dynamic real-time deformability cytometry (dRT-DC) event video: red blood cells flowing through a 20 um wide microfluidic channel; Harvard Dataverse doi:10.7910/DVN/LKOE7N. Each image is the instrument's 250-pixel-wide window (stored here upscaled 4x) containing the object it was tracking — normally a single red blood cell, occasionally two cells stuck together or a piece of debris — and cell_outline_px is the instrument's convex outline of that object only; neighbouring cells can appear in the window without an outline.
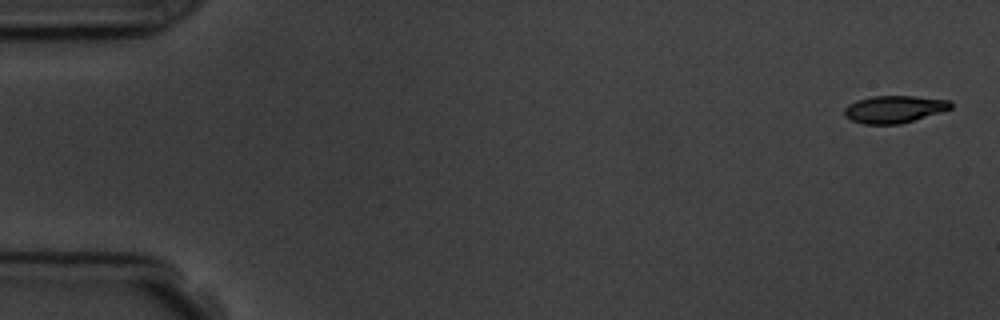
{"species": "common noctule bat (a hibernating species)", "species_latin": "Nyctalus noctula", "temperature_condition": "room temperature", "stored_images_in_passage": 5, "camera_frame_rate_fps": 3000, "um_per_image_px": 0.085, "animal": {"sex": "male", "body_mass_g": 19.5, "forearm_length_mm": 54.6}, "frame": {"image": 1, "passage_image": 1, "time_ms": 0.0, "image_size_px": [1000, 320], "cell_outline_px": [[952, 108], [940, 112], [900, 124], [864, 124], [852, 120], [844, 116], [844, 108], [848, 104], [856, 100], [872, 96], [916, 96], [952, 100]], "centroid_in_image_um": [76.0, 9.27], "position_along_channel_um": 9.0, "area_um2": 16.99}}
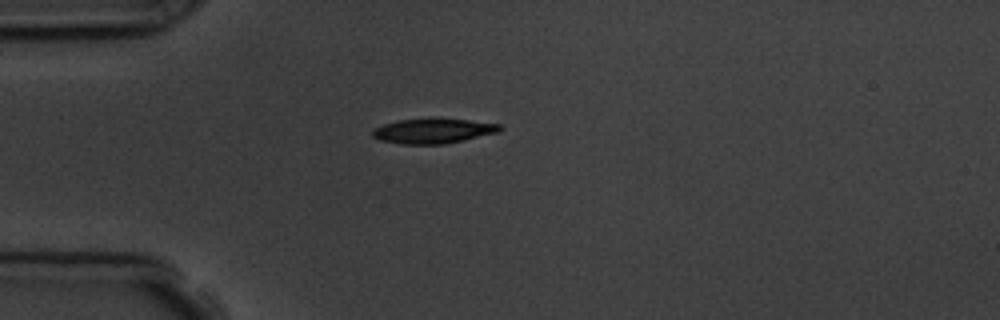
{"frame": {"image": 2, "passage_image": 5, "time_ms": 4.333, "image_size_px": [1000, 320], "cell_outline_px": [[504, 128], [500, 132], [464, 140], [444, 144], [400, 144], [380, 140], [372, 136], [372, 132], [376, 128], [384, 124], [400, 120], [432, 116], [468, 120], [500, 124]], "centroid_in_image_um": [36.86, 11.1], "position_along_channel_um": 48.1, "area_um2": 18.96}}